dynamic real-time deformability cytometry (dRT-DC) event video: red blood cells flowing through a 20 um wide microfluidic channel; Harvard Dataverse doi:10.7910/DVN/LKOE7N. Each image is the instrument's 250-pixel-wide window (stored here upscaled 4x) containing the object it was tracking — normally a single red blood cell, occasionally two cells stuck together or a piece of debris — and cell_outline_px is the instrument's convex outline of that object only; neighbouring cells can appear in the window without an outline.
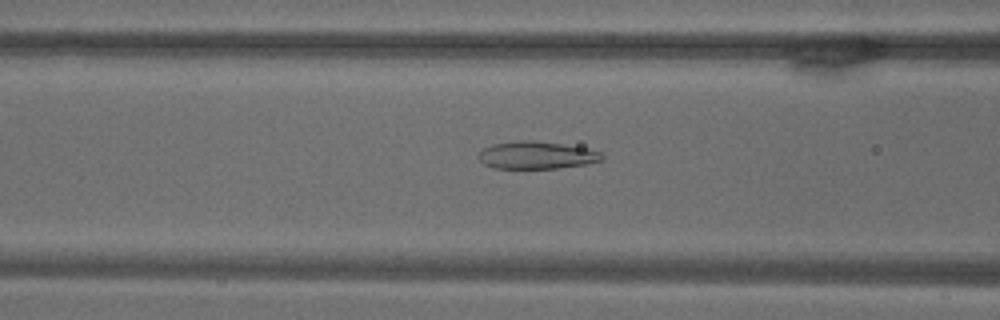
{"species": "common noctule bat (a hibernating species)", "species_latin": "Nyctalus noctula", "temperature_condition": "warm", "stored_images_in_passage": 40, "camera_frame_rate_fps": 3000, "um_per_image_px": 0.085, "animal": {"sex": "male", "body_mass_g": 18.8}, "frame": {"image": 1, "passage_image": 16, "time_ms": 5.0, "image_size_px": [1000, 320], "cell_outline_px": [[604, 160], [584, 164], [556, 168], [496, 168], [484, 164], [480, 160], [480, 152], [484, 148], [492, 144], [520, 140], [532, 140], [564, 144], [588, 148], [600, 152], [604, 156]], "centroid_in_image_um": [45.64, 13.18], "position_along_channel_um": 121.0, "area_um2": 19.65}}
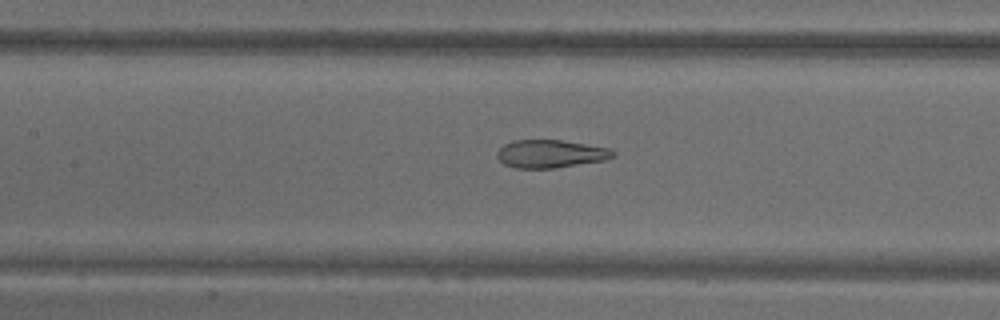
{"frame": {"image": 2, "passage_image": 20, "time_ms": 6.333, "image_size_px": [1000, 320], "cell_outline_px": [[616, 156], [604, 160], [556, 168], [512, 168], [504, 164], [496, 156], [496, 152], [504, 144], [512, 140], [560, 140], [608, 148], [616, 152]], "centroid_in_image_um": [46.76, 13.08], "position_along_channel_um": 160.6, "area_um2": 18.9}}
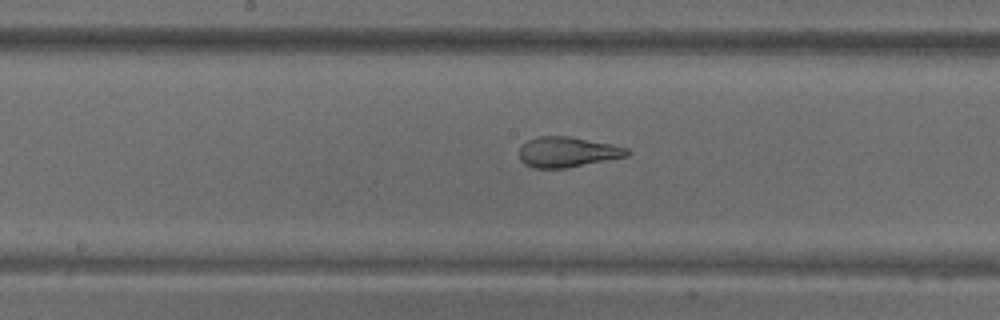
{"frame": {"image": 3, "passage_image": 24, "time_ms": 7.667, "image_size_px": [1000, 320], "cell_outline_px": [[632, 152], [628, 156], [568, 168], [532, 168], [524, 164], [520, 160], [520, 148], [528, 140], [540, 136], [568, 136], [612, 144], [628, 148]], "centroid_in_image_um": [48.26, 12.93], "position_along_channel_um": 199.9, "area_um2": 19.13}}